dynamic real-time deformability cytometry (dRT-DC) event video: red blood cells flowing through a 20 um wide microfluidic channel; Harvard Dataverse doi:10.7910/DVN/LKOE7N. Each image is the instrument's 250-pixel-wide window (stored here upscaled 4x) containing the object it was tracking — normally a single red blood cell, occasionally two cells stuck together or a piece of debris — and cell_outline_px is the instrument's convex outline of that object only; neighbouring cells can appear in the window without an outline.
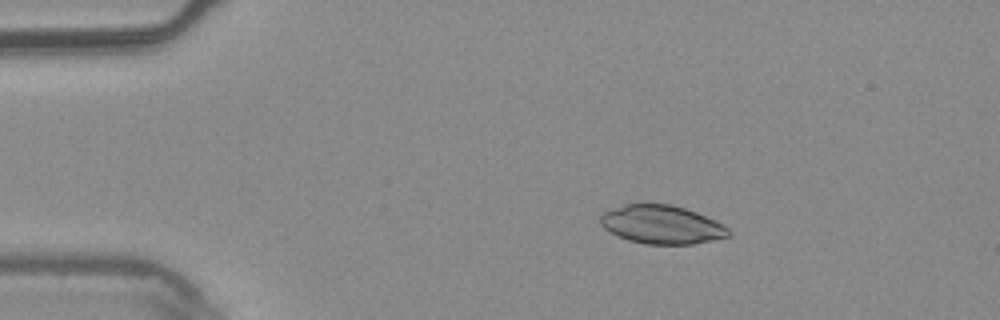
{"species": "common noctule bat (a hibernating species)", "species_latin": "Nyctalus noctula", "temperature_condition": "warm", "stored_images_in_passage": 2, "camera_frame_rate_fps": 3000, "um_per_image_px": 0.085, "animal": {"sex": "male", "body_mass_g": 20.4}, "frame": {"image": 1, "passage_image": 1, "time_ms": 0.0, "image_size_px": [1000, 320], "cell_outline_px": [[732, 232], [728, 236], [712, 240], [692, 244], [644, 244], [628, 240], [604, 228], [600, 224], [600, 216], [604, 212], [612, 208], [624, 204], [668, 204], [684, 208], [696, 212], [724, 224]], "centroid_in_image_um": [56.25, 19.09], "position_along_channel_um": 28.7, "area_um2": 28.61}}